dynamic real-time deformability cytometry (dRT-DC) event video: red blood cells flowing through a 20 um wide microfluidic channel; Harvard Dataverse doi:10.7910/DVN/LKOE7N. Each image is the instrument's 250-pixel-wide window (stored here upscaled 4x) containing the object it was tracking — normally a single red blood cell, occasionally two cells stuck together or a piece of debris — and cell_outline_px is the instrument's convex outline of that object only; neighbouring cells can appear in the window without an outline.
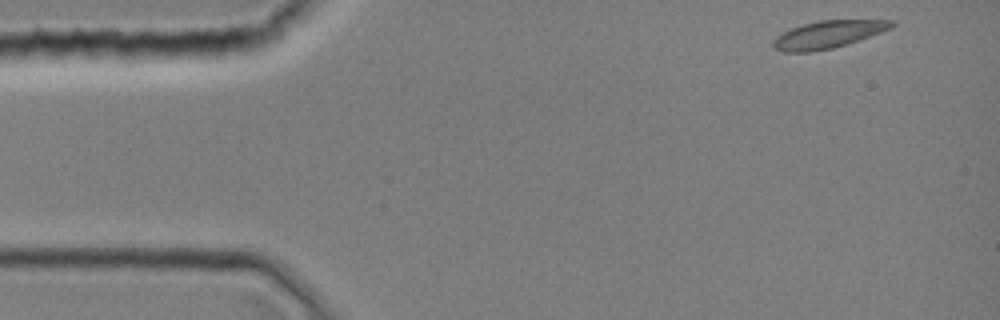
{"species": "common noctule bat (a hibernating species)", "species_latin": "Nyctalus noctula", "temperature_condition": "room temperature", "stored_images_in_passage": 7, "camera_frame_rate_fps": 3000, "um_per_image_px": 0.085, "animal": {"sex": "female", "body_mass_g": 19.0, "forearm_length_mm": 51.5}, "frame": {"image": 1, "passage_image": 1, "time_ms": 0.0, "image_size_px": [1000, 320], "cell_outline_px": [[896, 24], [892, 28], [832, 48], [808, 52], [784, 52], [772, 48], [772, 40], [776, 36], [792, 28], [804, 24], [820, 20], [896, 20]], "centroid_in_image_um": [70.35, 2.92], "position_along_channel_um": 14.6, "area_um2": 18.67}}